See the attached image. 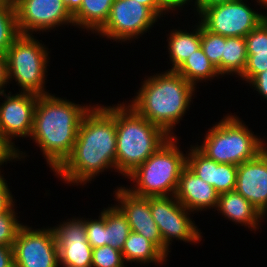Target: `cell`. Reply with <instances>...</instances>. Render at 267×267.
I'll use <instances>...</instances> for the list:
<instances>
[{
	"instance_id": "obj_40",
	"label": "cell",
	"mask_w": 267,
	"mask_h": 267,
	"mask_svg": "<svg viewBox=\"0 0 267 267\" xmlns=\"http://www.w3.org/2000/svg\"><path fill=\"white\" fill-rule=\"evenodd\" d=\"M230 1H234V0H194V5L195 8H193L196 13V15L198 16V14L205 8L217 5V4H222V3H228ZM197 11V12H196Z\"/></svg>"
},
{
	"instance_id": "obj_6",
	"label": "cell",
	"mask_w": 267,
	"mask_h": 267,
	"mask_svg": "<svg viewBox=\"0 0 267 267\" xmlns=\"http://www.w3.org/2000/svg\"><path fill=\"white\" fill-rule=\"evenodd\" d=\"M265 139L255 135L239 118L231 114L213 124L204 135L201 145L195 147L216 163L240 164L259 154Z\"/></svg>"
},
{
	"instance_id": "obj_37",
	"label": "cell",
	"mask_w": 267,
	"mask_h": 267,
	"mask_svg": "<svg viewBox=\"0 0 267 267\" xmlns=\"http://www.w3.org/2000/svg\"><path fill=\"white\" fill-rule=\"evenodd\" d=\"M8 83L6 54L0 53V93L6 92L4 88H7Z\"/></svg>"
},
{
	"instance_id": "obj_4",
	"label": "cell",
	"mask_w": 267,
	"mask_h": 267,
	"mask_svg": "<svg viewBox=\"0 0 267 267\" xmlns=\"http://www.w3.org/2000/svg\"><path fill=\"white\" fill-rule=\"evenodd\" d=\"M170 136L137 114L126 102L116 105V172L125 176L144 163Z\"/></svg>"
},
{
	"instance_id": "obj_27",
	"label": "cell",
	"mask_w": 267,
	"mask_h": 267,
	"mask_svg": "<svg viewBox=\"0 0 267 267\" xmlns=\"http://www.w3.org/2000/svg\"><path fill=\"white\" fill-rule=\"evenodd\" d=\"M201 48L210 62L222 76V56L224 55V36L212 33L201 25Z\"/></svg>"
},
{
	"instance_id": "obj_22",
	"label": "cell",
	"mask_w": 267,
	"mask_h": 267,
	"mask_svg": "<svg viewBox=\"0 0 267 267\" xmlns=\"http://www.w3.org/2000/svg\"><path fill=\"white\" fill-rule=\"evenodd\" d=\"M114 0H82L80 8L73 14L74 26L97 32L107 22Z\"/></svg>"
},
{
	"instance_id": "obj_24",
	"label": "cell",
	"mask_w": 267,
	"mask_h": 267,
	"mask_svg": "<svg viewBox=\"0 0 267 267\" xmlns=\"http://www.w3.org/2000/svg\"><path fill=\"white\" fill-rule=\"evenodd\" d=\"M247 48L244 37L224 36V55L222 56V77L243 74L247 62Z\"/></svg>"
},
{
	"instance_id": "obj_43",
	"label": "cell",
	"mask_w": 267,
	"mask_h": 267,
	"mask_svg": "<svg viewBox=\"0 0 267 267\" xmlns=\"http://www.w3.org/2000/svg\"><path fill=\"white\" fill-rule=\"evenodd\" d=\"M258 4L261 6V9H266L267 10V0H255ZM263 6V7H262Z\"/></svg>"
},
{
	"instance_id": "obj_29",
	"label": "cell",
	"mask_w": 267,
	"mask_h": 267,
	"mask_svg": "<svg viewBox=\"0 0 267 267\" xmlns=\"http://www.w3.org/2000/svg\"><path fill=\"white\" fill-rule=\"evenodd\" d=\"M120 250L109 245L93 248L92 267H127Z\"/></svg>"
},
{
	"instance_id": "obj_20",
	"label": "cell",
	"mask_w": 267,
	"mask_h": 267,
	"mask_svg": "<svg viewBox=\"0 0 267 267\" xmlns=\"http://www.w3.org/2000/svg\"><path fill=\"white\" fill-rule=\"evenodd\" d=\"M189 33L183 29H172L168 34V54L172 68L168 70H177L182 63L201 47V23L198 21ZM195 28V29H194Z\"/></svg>"
},
{
	"instance_id": "obj_42",
	"label": "cell",
	"mask_w": 267,
	"mask_h": 267,
	"mask_svg": "<svg viewBox=\"0 0 267 267\" xmlns=\"http://www.w3.org/2000/svg\"><path fill=\"white\" fill-rule=\"evenodd\" d=\"M267 143L264 142L260 148L259 151V155L263 158V160L265 161L266 165H267Z\"/></svg>"
},
{
	"instance_id": "obj_17",
	"label": "cell",
	"mask_w": 267,
	"mask_h": 267,
	"mask_svg": "<svg viewBox=\"0 0 267 267\" xmlns=\"http://www.w3.org/2000/svg\"><path fill=\"white\" fill-rule=\"evenodd\" d=\"M188 150L186 166L198 177L213 186L219 194L235 189L237 165L216 163L202 154L194 144Z\"/></svg>"
},
{
	"instance_id": "obj_18",
	"label": "cell",
	"mask_w": 267,
	"mask_h": 267,
	"mask_svg": "<svg viewBox=\"0 0 267 267\" xmlns=\"http://www.w3.org/2000/svg\"><path fill=\"white\" fill-rule=\"evenodd\" d=\"M175 197L186 209L194 214L210 208L216 210L219 193L213 186L203 181L185 166L179 177Z\"/></svg>"
},
{
	"instance_id": "obj_39",
	"label": "cell",
	"mask_w": 267,
	"mask_h": 267,
	"mask_svg": "<svg viewBox=\"0 0 267 267\" xmlns=\"http://www.w3.org/2000/svg\"><path fill=\"white\" fill-rule=\"evenodd\" d=\"M140 4L149 7L159 18L165 17L163 15L169 12L160 4L158 0H135Z\"/></svg>"
},
{
	"instance_id": "obj_15",
	"label": "cell",
	"mask_w": 267,
	"mask_h": 267,
	"mask_svg": "<svg viewBox=\"0 0 267 267\" xmlns=\"http://www.w3.org/2000/svg\"><path fill=\"white\" fill-rule=\"evenodd\" d=\"M122 186H117L113 194L115 201L118 202L116 206L126 216L131 231L144 236L164 253V242L151 215L149 197L134 195L124 185Z\"/></svg>"
},
{
	"instance_id": "obj_31",
	"label": "cell",
	"mask_w": 267,
	"mask_h": 267,
	"mask_svg": "<svg viewBox=\"0 0 267 267\" xmlns=\"http://www.w3.org/2000/svg\"><path fill=\"white\" fill-rule=\"evenodd\" d=\"M247 54L267 53V19L245 36Z\"/></svg>"
},
{
	"instance_id": "obj_23",
	"label": "cell",
	"mask_w": 267,
	"mask_h": 267,
	"mask_svg": "<svg viewBox=\"0 0 267 267\" xmlns=\"http://www.w3.org/2000/svg\"><path fill=\"white\" fill-rule=\"evenodd\" d=\"M176 71L195 88L199 82L221 76L201 47L193 52Z\"/></svg>"
},
{
	"instance_id": "obj_2",
	"label": "cell",
	"mask_w": 267,
	"mask_h": 267,
	"mask_svg": "<svg viewBox=\"0 0 267 267\" xmlns=\"http://www.w3.org/2000/svg\"><path fill=\"white\" fill-rule=\"evenodd\" d=\"M55 96H38L30 135L53 172L70 156L80 123L92 107Z\"/></svg>"
},
{
	"instance_id": "obj_41",
	"label": "cell",
	"mask_w": 267,
	"mask_h": 267,
	"mask_svg": "<svg viewBox=\"0 0 267 267\" xmlns=\"http://www.w3.org/2000/svg\"><path fill=\"white\" fill-rule=\"evenodd\" d=\"M67 9L73 15L81 6L82 0H63Z\"/></svg>"
},
{
	"instance_id": "obj_36",
	"label": "cell",
	"mask_w": 267,
	"mask_h": 267,
	"mask_svg": "<svg viewBox=\"0 0 267 267\" xmlns=\"http://www.w3.org/2000/svg\"><path fill=\"white\" fill-rule=\"evenodd\" d=\"M0 267H14L12 247L0 244Z\"/></svg>"
},
{
	"instance_id": "obj_3",
	"label": "cell",
	"mask_w": 267,
	"mask_h": 267,
	"mask_svg": "<svg viewBox=\"0 0 267 267\" xmlns=\"http://www.w3.org/2000/svg\"><path fill=\"white\" fill-rule=\"evenodd\" d=\"M141 83L129 105L137 114L162 128L170 137L189 111L196 88L176 70L153 74Z\"/></svg>"
},
{
	"instance_id": "obj_25",
	"label": "cell",
	"mask_w": 267,
	"mask_h": 267,
	"mask_svg": "<svg viewBox=\"0 0 267 267\" xmlns=\"http://www.w3.org/2000/svg\"><path fill=\"white\" fill-rule=\"evenodd\" d=\"M106 245L122 251L124 243L131 233L126 216L116 206L105 208Z\"/></svg>"
},
{
	"instance_id": "obj_35",
	"label": "cell",
	"mask_w": 267,
	"mask_h": 267,
	"mask_svg": "<svg viewBox=\"0 0 267 267\" xmlns=\"http://www.w3.org/2000/svg\"><path fill=\"white\" fill-rule=\"evenodd\" d=\"M15 162L16 159V152L1 138L0 136V168L1 166L8 163ZM1 171V169H0Z\"/></svg>"
},
{
	"instance_id": "obj_16",
	"label": "cell",
	"mask_w": 267,
	"mask_h": 267,
	"mask_svg": "<svg viewBox=\"0 0 267 267\" xmlns=\"http://www.w3.org/2000/svg\"><path fill=\"white\" fill-rule=\"evenodd\" d=\"M234 190L267 216V165L259 154L238 166Z\"/></svg>"
},
{
	"instance_id": "obj_44",
	"label": "cell",
	"mask_w": 267,
	"mask_h": 267,
	"mask_svg": "<svg viewBox=\"0 0 267 267\" xmlns=\"http://www.w3.org/2000/svg\"><path fill=\"white\" fill-rule=\"evenodd\" d=\"M13 0H0V5H9Z\"/></svg>"
},
{
	"instance_id": "obj_9",
	"label": "cell",
	"mask_w": 267,
	"mask_h": 267,
	"mask_svg": "<svg viewBox=\"0 0 267 267\" xmlns=\"http://www.w3.org/2000/svg\"><path fill=\"white\" fill-rule=\"evenodd\" d=\"M247 0H234L203 9L197 18L208 31L225 37H244L256 28L267 13H258Z\"/></svg>"
},
{
	"instance_id": "obj_34",
	"label": "cell",
	"mask_w": 267,
	"mask_h": 267,
	"mask_svg": "<svg viewBox=\"0 0 267 267\" xmlns=\"http://www.w3.org/2000/svg\"><path fill=\"white\" fill-rule=\"evenodd\" d=\"M249 85L254 90L267 100V71L257 74L250 82Z\"/></svg>"
},
{
	"instance_id": "obj_19",
	"label": "cell",
	"mask_w": 267,
	"mask_h": 267,
	"mask_svg": "<svg viewBox=\"0 0 267 267\" xmlns=\"http://www.w3.org/2000/svg\"><path fill=\"white\" fill-rule=\"evenodd\" d=\"M216 210L225 219L234 222L236 225H244L251 231L259 229L261 227L259 223L263 218L265 219L257 208L235 190L219 194Z\"/></svg>"
},
{
	"instance_id": "obj_21",
	"label": "cell",
	"mask_w": 267,
	"mask_h": 267,
	"mask_svg": "<svg viewBox=\"0 0 267 267\" xmlns=\"http://www.w3.org/2000/svg\"><path fill=\"white\" fill-rule=\"evenodd\" d=\"M121 252L126 264L135 262L140 265L148 263L159 265L166 264L168 258L153 242L133 231L126 239Z\"/></svg>"
},
{
	"instance_id": "obj_8",
	"label": "cell",
	"mask_w": 267,
	"mask_h": 267,
	"mask_svg": "<svg viewBox=\"0 0 267 267\" xmlns=\"http://www.w3.org/2000/svg\"><path fill=\"white\" fill-rule=\"evenodd\" d=\"M151 215L164 242V254L168 257L174 239L195 244L202 240V232L190 218L186 209L175 197H149ZM170 250V251H169Z\"/></svg>"
},
{
	"instance_id": "obj_5",
	"label": "cell",
	"mask_w": 267,
	"mask_h": 267,
	"mask_svg": "<svg viewBox=\"0 0 267 267\" xmlns=\"http://www.w3.org/2000/svg\"><path fill=\"white\" fill-rule=\"evenodd\" d=\"M179 139L170 137L144 163L126 178L133 181L127 187L132 194L140 197H165L176 193L181 171L186 166L187 153L180 150Z\"/></svg>"
},
{
	"instance_id": "obj_12",
	"label": "cell",
	"mask_w": 267,
	"mask_h": 267,
	"mask_svg": "<svg viewBox=\"0 0 267 267\" xmlns=\"http://www.w3.org/2000/svg\"><path fill=\"white\" fill-rule=\"evenodd\" d=\"M17 27L22 35L49 32L62 25L74 26L73 15L63 0H13Z\"/></svg>"
},
{
	"instance_id": "obj_13",
	"label": "cell",
	"mask_w": 267,
	"mask_h": 267,
	"mask_svg": "<svg viewBox=\"0 0 267 267\" xmlns=\"http://www.w3.org/2000/svg\"><path fill=\"white\" fill-rule=\"evenodd\" d=\"M14 267H59L58 246L53 229H33L27 224L13 245Z\"/></svg>"
},
{
	"instance_id": "obj_30",
	"label": "cell",
	"mask_w": 267,
	"mask_h": 267,
	"mask_svg": "<svg viewBox=\"0 0 267 267\" xmlns=\"http://www.w3.org/2000/svg\"><path fill=\"white\" fill-rule=\"evenodd\" d=\"M85 230L87 241L92 248L106 245L105 208L101 211L98 219L85 218Z\"/></svg>"
},
{
	"instance_id": "obj_11",
	"label": "cell",
	"mask_w": 267,
	"mask_h": 267,
	"mask_svg": "<svg viewBox=\"0 0 267 267\" xmlns=\"http://www.w3.org/2000/svg\"><path fill=\"white\" fill-rule=\"evenodd\" d=\"M0 96L5 98L0 103V136L16 152V161H21L27 155L12 140L30 137L38 96L24 92L11 94L10 91Z\"/></svg>"
},
{
	"instance_id": "obj_32",
	"label": "cell",
	"mask_w": 267,
	"mask_h": 267,
	"mask_svg": "<svg viewBox=\"0 0 267 267\" xmlns=\"http://www.w3.org/2000/svg\"><path fill=\"white\" fill-rule=\"evenodd\" d=\"M247 62L241 80L249 83L257 74L267 71V53L247 54Z\"/></svg>"
},
{
	"instance_id": "obj_7",
	"label": "cell",
	"mask_w": 267,
	"mask_h": 267,
	"mask_svg": "<svg viewBox=\"0 0 267 267\" xmlns=\"http://www.w3.org/2000/svg\"><path fill=\"white\" fill-rule=\"evenodd\" d=\"M48 50L34 35L20 34L6 52L9 84L15 80L21 88L19 92L37 96L50 94L45 88L47 67L50 66Z\"/></svg>"
},
{
	"instance_id": "obj_26",
	"label": "cell",
	"mask_w": 267,
	"mask_h": 267,
	"mask_svg": "<svg viewBox=\"0 0 267 267\" xmlns=\"http://www.w3.org/2000/svg\"><path fill=\"white\" fill-rule=\"evenodd\" d=\"M19 35L14 2L0 5V53L6 54Z\"/></svg>"
},
{
	"instance_id": "obj_14",
	"label": "cell",
	"mask_w": 267,
	"mask_h": 267,
	"mask_svg": "<svg viewBox=\"0 0 267 267\" xmlns=\"http://www.w3.org/2000/svg\"><path fill=\"white\" fill-rule=\"evenodd\" d=\"M51 228L58 246L59 266L92 267L93 248L87 241L85 218L73 216Z\"/></svg>"
},
{
	"instance_id": "obj_28",
	"label": "cell",
	"mask_w": 267,
	"mask_h": 267,
	"mask_svg": "<svg viewBox=\"0 0 267 267\" xmlns=\"http://www.w3.org/2000/svg\"><path fill=\"white\" fill-rule=\"evenodd\" d=\"M14 207L15 204L7 212L0 215V244L8 247H13L18 232L24 225L18 221V213Z\"/></svg>"
},
{
	"instance_id": "obj_10",
	"label": "cell",
	"mask_w": 267,
	"mask_h": 267,
	"mask_svg": "<svg viewBox=\"0 0 267 267\" xmlns=\"http://www.w3.org/2000/svg\"><path fill=\"white\" fill-rule=\"evenodd\" d=\"M158 19L160 18L149 7L138 1L114 0L109 18L97 35L113 42H131L150 31Z\"/></svg>"
},
{
	"instance_id": "obj_38",
	"label": "cell",
	"mask_w": 267,
	"mask_h": 267,
	"mask_svg": "<svg viewBox=\"0 0 267 267\" xmlns=\"http://www.w3.org/2000/svg\"><path fill=\"white\" fill-rule=\"evenodd\" d=\"M160 4L171 13L176 10L185 8L184 6L188 3L193 2V0H158Z\"/></svg>"
},
{
	"instance_id": "obj_1",
	"label": "cell",
	"mask_w": 267,
	"mask_h": 267,
	"mask_svg": "<svg viewBox=\"0 0 267 267\" xmlns=\"http://www.w3.org/2000/svg\"><path fill=\"white\" fill-rule=\"evenodd\" d=\"M101 105L84 115L70 156L54 172L63 183L81 186L107 169L116 172V104Z\"/></svg>"
},
{
	"instance_id": "obj_33",
	"label": "cell",
	"mask_w": 267,
	"mask_h": 267,
	"mask_svg": "<svg viewBox=\"0 0 267 267\" xmlns=\"http://www.w3.org/2000/svg\"><path fill=\"white\" fill-rule=\"evenodd\" d=\"M9 187L0 171V215L7 212L16 203Z\"/></svg>"
}]
</instances>
